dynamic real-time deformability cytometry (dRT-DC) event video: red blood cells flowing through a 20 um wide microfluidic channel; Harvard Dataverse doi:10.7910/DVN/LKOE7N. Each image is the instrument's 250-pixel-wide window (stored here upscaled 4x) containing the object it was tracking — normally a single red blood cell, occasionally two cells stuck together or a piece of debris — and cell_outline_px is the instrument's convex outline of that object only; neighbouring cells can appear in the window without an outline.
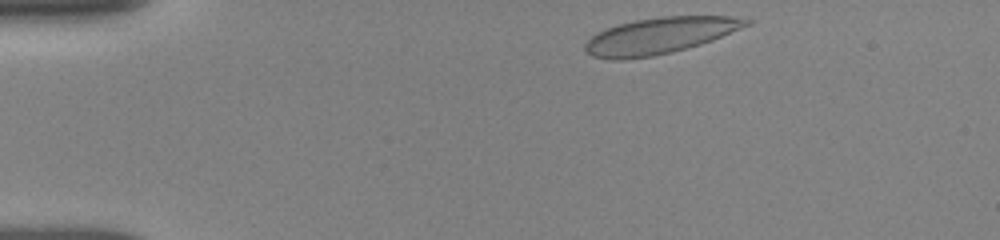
{"species": "human", "species_latin": "Homo sapiens", "temperature_condition": "room temperature", "stored_images_in_passage": 62, "camera_frame_rate_fps": 3000, "um_per_image_px": 0.085, "donor": {"sex": "female"}, "frame": {"image": 1, "passage_image": 1, "time_ms": 0.0, "image_size_px": [1000, 240], "cell_outline_px": [[752, 24], [712, 40], [700, 44], [652, 56], [620, 60], [612, 60], [592, 56], [584, 48], [584, 44], [592, 36], [608, 28], [620, 24], [636, 20], [660, 16], [728, 16], [752, 20]], "centroid_in_image_um": [56.09, 3.02], "position_along_channel_um": 28.9, "area_um2": 33.58}}
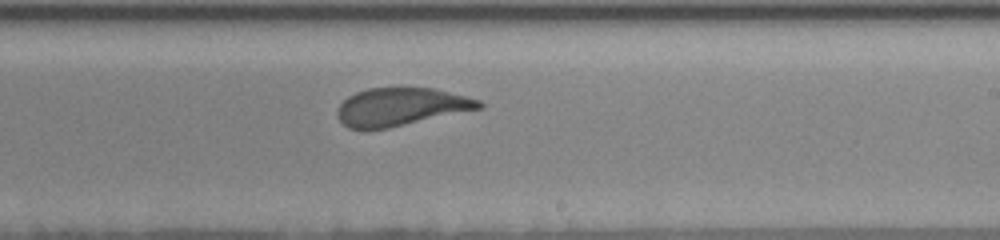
{"frame": {"image": 2, "passage_image": 36, "time_ms": 7.667, "image_size_px": [1000, 240], "cell_outline_px": [[484, 108], [388, 128], [348, 128], [336, 116], [336, 108], [348, 96], [356, 92], [368, 88], [432, 88], [480, 100], [484, 104]], "centroid_in_image_um": [34.07, 9.08], "position_along_channel_um": 254.9, "area_um2": 31.1}}
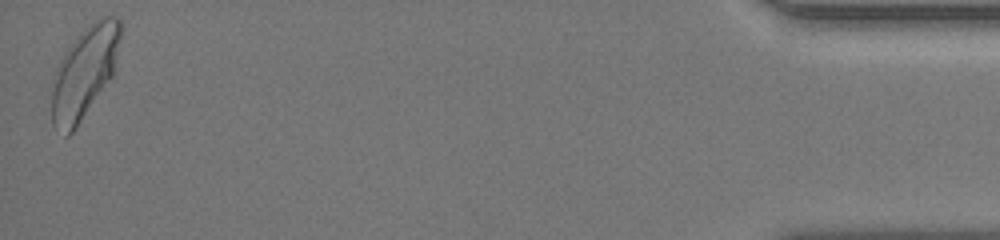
{"frame": {"image": 3, "passage_image": 61, "time_ms": 14.333, "image_size_px": [1000, 240], "cell_outline_px": [[120, 36], [116, 60], [112, 76], [72, 132], [68, 136], [64, 136], [52, 124], [52, 80], [56, 68], [64, 52], [76, 36], [92, 20], [100, 16], [116, 16], [120, 20]], "centroid_in_image_um": [7.15, 6.11], "position_along_channel_um": 428.0, "area_um2": 36.41}, "authors_computed_cell_mechanics": {"area_um2": 33.524, "velocity_mm_per_s": 3.8235, "shape_relaxation_time_tau1_ms": 3.317, "shape_relaxation_time_tau2_ms": null, "deformation_change_tau1": 0.1346, "deformation_change_tau2": null}}